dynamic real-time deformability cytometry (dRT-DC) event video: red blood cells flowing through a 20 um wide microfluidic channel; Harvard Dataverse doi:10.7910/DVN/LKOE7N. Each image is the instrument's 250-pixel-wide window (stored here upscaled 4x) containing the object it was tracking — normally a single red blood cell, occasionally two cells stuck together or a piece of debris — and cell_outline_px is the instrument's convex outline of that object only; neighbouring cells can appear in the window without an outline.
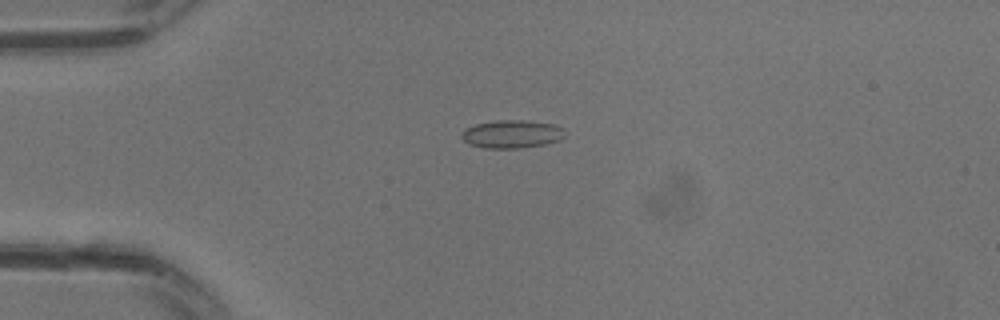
{"species": "common noctule bat (a hibernating species)", "species_latin": "Nyctalus noctula", "temperature_condition": "warm", "stored_images_in_passage": 23, "camera_frame_rate_fps": 3000, "um_per_image_px": 0.085, "animal": {"sex": "male", "body_mass_g": 13.3}, "frame": {"image": 1, "passage_image": 8, "time_ms": 2.333, "image_size_px": [1000, 320], "cell_outline_px": [[564, 136], [560, 140], [548, 144], [520, 148], [484, 148], [468, 144], [460, 136], [464, 128], [476, 124], [496, 120], [520, 120], [556, 124], [564, 128]], "centroid_in_image_um": [43.51, 11.4], "position_along_channel_um": 41.5, "area_um2": 17.11}}
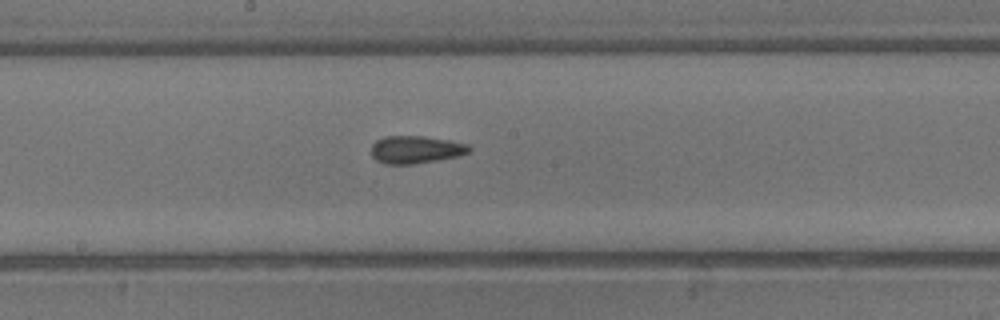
{"frame": {"image": 2, "passage_image": 17, "time_ms": 5.333, "image_size_px": [1000, 320], "cell_outline_px": [[472, 148], [468, 152], [460, 156], [412, 164], [384, 164], [376, 160], [372, 156], [372, 144], [376, 140], [384, 136], [424, 136], [448, 140], [468, 144]], "centroid_in_image_um": [35.33, 12.71], "position_along_channel_um": 212.9, "area_um2": 15.78}}
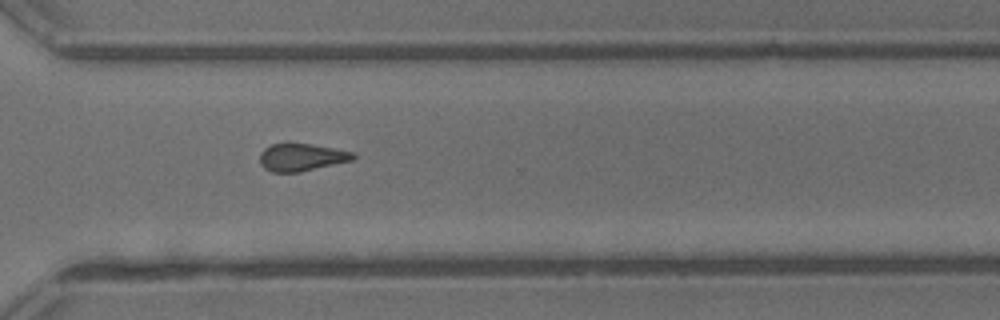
{"frame": {"image": 3, "passage_image": 23, "time_ms": 7.333, "image_size_px": [1000, 320], "cell_outline_px": [[356, 156], [352, 160], [300, 172], [272, 172], [264, 168], [260, 164], [260, 152], [264, 148], [272, 144], [312, 144], [352, 152]], "centroid_in_image_um": [25.59, 13.37], "position_along_channel_um": 345.0, "area_um2": 14.74}}